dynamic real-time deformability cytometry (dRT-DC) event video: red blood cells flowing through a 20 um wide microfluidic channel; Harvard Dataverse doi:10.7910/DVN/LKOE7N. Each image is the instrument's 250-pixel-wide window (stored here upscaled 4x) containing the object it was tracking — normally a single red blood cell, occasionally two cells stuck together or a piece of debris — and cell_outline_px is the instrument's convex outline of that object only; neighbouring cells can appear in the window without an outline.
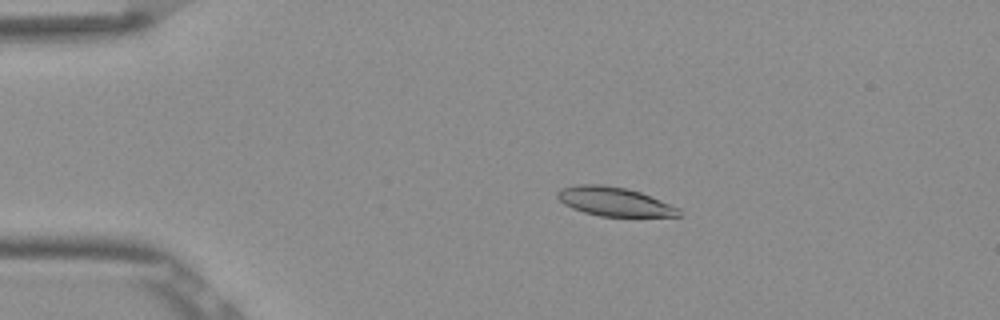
{"species": "Egyptian fruit bat (a non-hibernating species)", "species_latin": "Rousettus aegyptiacus", "temperature_condition": "room temperature", "stored_images_in_passage": 34, "camera_frame_rate_fps": 3000, "um_per_image_px": 0.085, "frame": {"image": 1, "passage_image": 10, "time_ms": 3.0, "image_size_px": [1000, 320], "cell_outline_px": [[684, 216], [600, 216], [584, 212], [572, 208], [564, 204], [556, 196], [556, 192], [560, 188], [576, 184], [604, 184], [624, 188], [640, 192], [680, 208]], "centroid_in_image_um": [52.2, 17.13], "position_along_channel_um": 32.8, "area_um2": 20.52}}
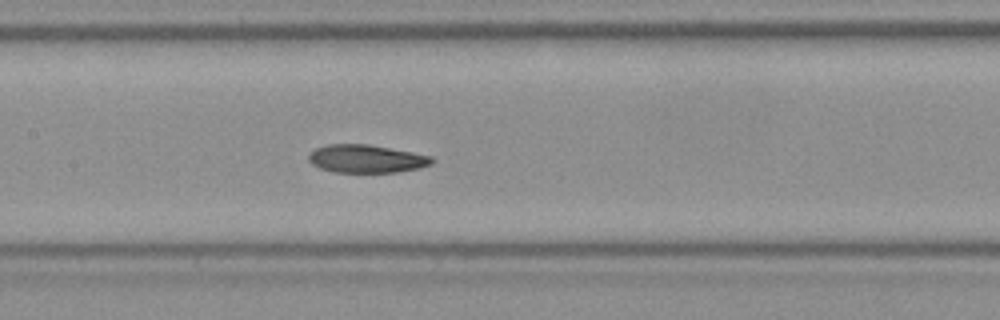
{"frame": {"image": 2, "passage_image": 25, "time_ms": 8.0, "image_size_px": [1000, 320], "cell_outline_px": [[436, 160], [432, 164], [420, 168], [400, 172], [336, 172], [320, 168], [312, 164], [308, 160], [308, 152], [316, 148], [328, 144], [368, 144], [412, 152], [432, 156]], "centroid_in_image_um": [31.16, 13.49], "position_along_channel_um": 176.2, "area_um2": 20.29}}
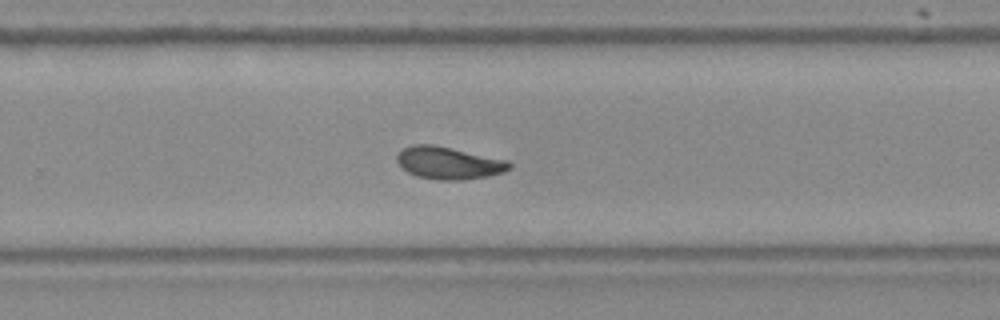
{"frame": {"image": 3, "passage_image": 34, "time_ms": 11.0, "image_size_px": [1000, 320], "cell_outline_px": [[512, 168], [504, 172], [488, 176], [460, 180], [436, 180], [416, 176], [400, 168], [396, 160], [396, 156], [404, 148], [412, 144], [432, 144], [452, 148], [508, 160], [512, 164]], "centroid_in_image_um": [38.13, 13.85], "position_along_channel_um": 291.7, "area_um2": 21.39}}